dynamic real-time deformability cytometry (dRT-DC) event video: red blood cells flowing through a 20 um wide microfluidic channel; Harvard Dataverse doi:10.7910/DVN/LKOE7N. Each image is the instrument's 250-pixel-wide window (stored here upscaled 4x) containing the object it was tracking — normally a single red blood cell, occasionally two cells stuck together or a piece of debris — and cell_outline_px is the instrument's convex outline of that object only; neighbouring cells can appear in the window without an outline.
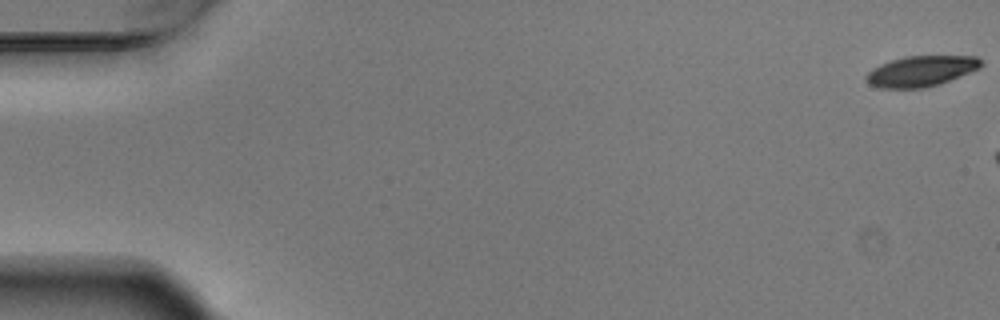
{"species": "Egyptian fruit bat (a non-hibernating species)", "species_latin": "Rousettus aegyptiacus", "temperature_condition": "warm", "stored_images_in_passage": 3, "camera_frame_rate_fps": 3000, "um_per_image_px": 0.085, "animal": {"sex": "male"}, "frame": {"image": 1, "passage_image": 1, "time_ms": 0.0, "image_size_px": [1000, 320], "cell_outline_px": [[984, 64], [980, 68], [940, 84], [924, 88], [880, 88], [868, 84], [864, 80], [864, 76], [872, 68], [880, 64], [904, 56], [976, 56], [984, 60]], "centroid_in_image_um": [78.29, 6.04], "position_along_channel_um": 6.7, "area_um2": 20.75}}